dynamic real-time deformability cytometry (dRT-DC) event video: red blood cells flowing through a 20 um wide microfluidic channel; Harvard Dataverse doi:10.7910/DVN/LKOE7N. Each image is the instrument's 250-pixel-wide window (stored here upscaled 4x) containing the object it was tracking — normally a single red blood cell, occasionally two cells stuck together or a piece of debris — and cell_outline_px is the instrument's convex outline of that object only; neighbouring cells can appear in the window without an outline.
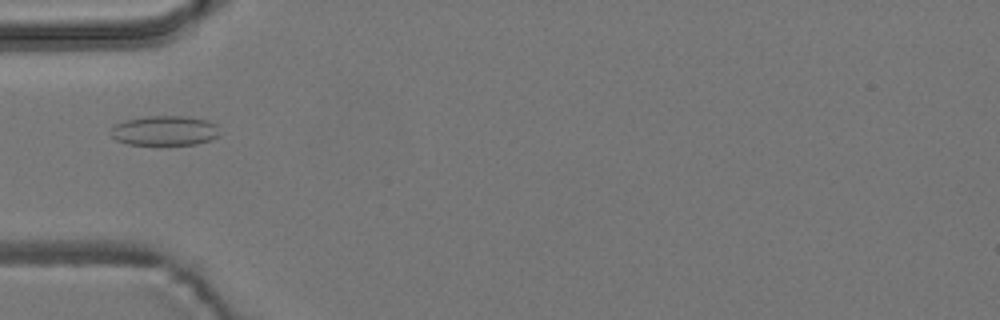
{"species": "common noctule bat (a hibernating species)", "species_latin": "Nyctalus noctula", "temperature_condition": "room temperature", "stored_images_in_passage": 4, "camera_frame_rate_fps": 3000, "um_per_image_px": 0.085, "animal": {"sex": "male", "body_mass_g": 19.2, "forearm_length_mm": 51.8}, "frame": {"image": 1, "passage_image": 4, "time_ms": 1.0, "image_size_px": [1000, 320], "cell_outline_px": [[220, 136], [212, 140], [196, 144], [128, 144], [116, 140], [112, 136], [112, 128], [116, 124], [124, 120], [148, 116], [184, 116], [208, 120], [216, 124]], "centroid_in_image_um": [14.04, 11.1], "position_along_channel_um": 71.0, "area_um2": 18.84}}